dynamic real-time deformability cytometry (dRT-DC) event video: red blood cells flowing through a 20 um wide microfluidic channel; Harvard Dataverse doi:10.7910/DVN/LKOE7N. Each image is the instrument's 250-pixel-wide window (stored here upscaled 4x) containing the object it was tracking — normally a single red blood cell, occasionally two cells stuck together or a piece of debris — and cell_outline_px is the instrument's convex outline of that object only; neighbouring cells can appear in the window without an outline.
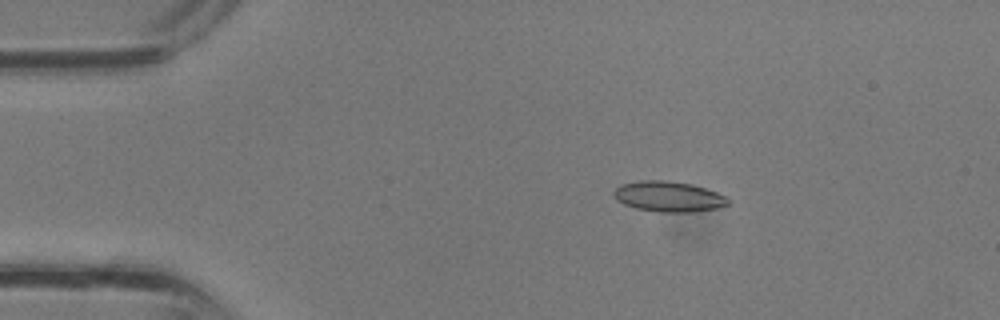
{"species": "common noctule bat (a hibernating species)", "species_latin": "Nyctalus noctula", "temperature_condition": "room temperature", "stored_images_in_passage": 35, "camera_frame_rate_fps": 3000, "um_per_image_px": 0.085, "animal": {"sex": "male", "body_mass_g": 13.3}, "frame": {"image": 1, "passage_image": 6, "time_ms": 1.667, "image_size_px": [1000, 320], "cell_outline_px": [[728, 204], [720, 208], [692, 212], [660, 212], [636, 208], [624, 204], [616, 200], [612, 192], [620, 184], [640, 180], [664, 180], [692, 184], [716, 192], [724, 196], [728, 200]], "centroid_in_image_um": [56.79, 16.7], "position_along_channel_um": 28.2, "area_um2": 20.29}}
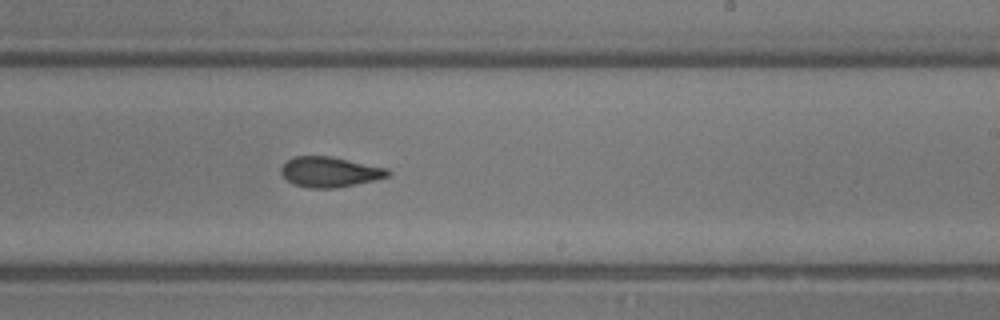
{"frame": {"image": 2, "passage_image": 21, "time_ms": 6.667, "image_size_px": [1000, 320], "cell_outline_px": [[392, 172], [388, 176], [376, 180], [336, 188], [308, 188], [292, 184], [280, 172], [280, 168], [288, 160], [296, 156], [328, 156], [388, 168]], "centroid_in_image_um": [28.04, 14.62], "position_along_channel_um": 261.0, "area_um2": 18.79}}
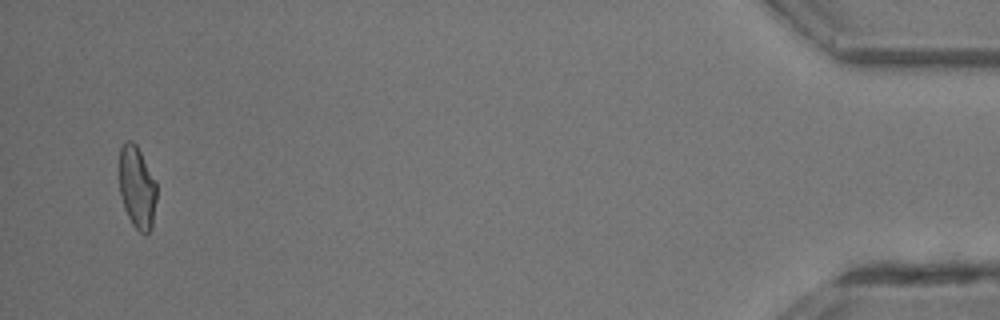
{"frame": {"image": 3, "passage_image": 34, "time_ms": 11.0, "image_size_px": [1000, 320], "cell_outline_px": [[156, 200], [152, 228], [148, 232], [140, 232], [132, 224], [124, 208], [120, 196], [120, 148], [128, 140], [132, 140], [136, 144], [156, 180]], "centroid_in_image_um": [11.66, 15.92], "position_along_channel_um": 423.5, "area_um2": 17.86}}